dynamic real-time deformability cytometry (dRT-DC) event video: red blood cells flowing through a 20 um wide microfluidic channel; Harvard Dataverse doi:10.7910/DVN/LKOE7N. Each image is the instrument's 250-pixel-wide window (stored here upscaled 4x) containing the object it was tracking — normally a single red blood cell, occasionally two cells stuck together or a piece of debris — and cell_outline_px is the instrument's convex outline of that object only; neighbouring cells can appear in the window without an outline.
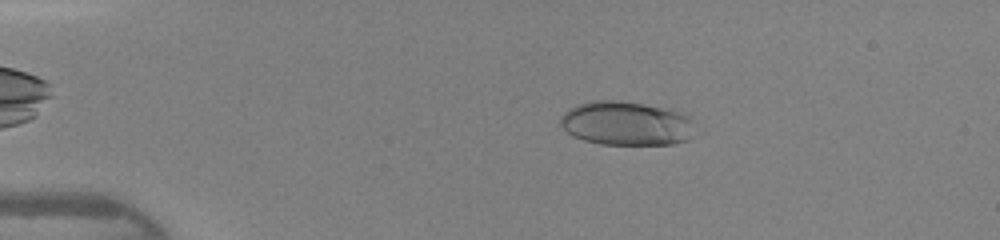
{"species": "human", "species_latin": "Homo sapiens", "temperature_condition": "warm", "stored_images_in_passage": 44, "camera_frame_rate_fps": 3000, "um_per_image_px": 0.085, "donor": {"sex": "female"}, "frame": {"image": 1, "passage_image": 7, "time_ms": 2.0, "image_size_px": [1000, 240], "cell_outline_px": [[692, 120], [688, 140], [672, 144], [600, 144], [584, 140], [572, 136], [560, 124], [560, 116], [568, 108], [576, 104], [592, 100], [620, 100], [688, 112], [692, 116]], "centroid_in_image_um": [53.21, 10.46], "position_along_channel_um": 31.8, "area_um2": 34.74}}
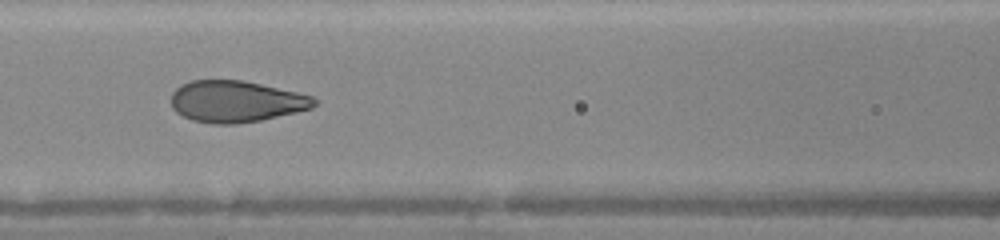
{"frame": {"image": 2, "passage_image": 19, "time_ms": 6.0, "image_size_px": [1000, 240], "cell_outline_px": [[320, 100], [312, 108], [296, 112], [260, 120], [236, 124], [212, 124], [192, 120], [176, 112], [172, 108], [172, 92], [180, 84], [192, 80], [244, 80], [296, 92], [312, 96]], "centroid_in_image_um": [20.06, 8.62], "position_along_channel_um": 146.5, "area_um2": 34.68}}
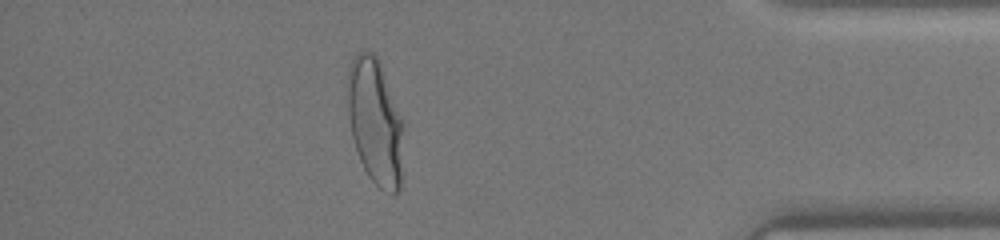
{"frame": {"image": 3, "passage_image": 39, "time_ms": 12.667, "image_size_px": [1000, 240], "cell_outline_px": [[404, 128], [400, 192], [396, 196], [392, 196], [384, 192], [368, 176], [360, 160], [352, 136], [348, 112], [348, 72], [352, 60], [364, 48], [372, 52], [376, 56], [380, 64], [404, 120]], "centroid_in_image_um": [31.93, 10.41], "position_along_channel_um": 403.3, "area_um2": 41.5}, "authors_computed_cell_mechanics": {"area_um2": 35.6915, "velocity_mm_per_s": 4.3633, "shape_relaxation_time_tau1_ms": 3.2114, "shape_relaxation_time_tau2_ms": null, "deformation_change_tau1": 0.1828, "deformation_change_tau2": null}}